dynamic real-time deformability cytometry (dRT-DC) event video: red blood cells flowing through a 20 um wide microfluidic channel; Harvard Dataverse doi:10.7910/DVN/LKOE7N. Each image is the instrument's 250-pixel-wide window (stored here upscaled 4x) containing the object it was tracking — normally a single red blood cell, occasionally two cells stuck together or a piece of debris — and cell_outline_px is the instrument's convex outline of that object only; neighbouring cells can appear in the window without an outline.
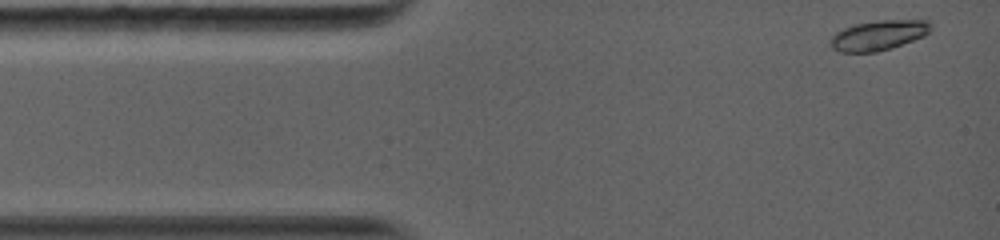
{"species": "common noctule bat (a hibernating species)", "species_latin": "Nyctalus noctula", "temperature_condition": "warm", "stored_images_in_passage": 16, "camera_frame_rate_fps": 5000, "um_per_image_px": 0.085, "animal": {"sex": "female", "body_mass_g": 19.0, "forearm_length_mm": 56.7}, "frame": {"image": 1, "passage_image": 1, "time_ms": 0.0, "image_size_px": [1000, 240], "cell_outline_px": [[932, 28], [924, 36], [892, 48], [876, 52], [840, 52], [832, 48], [832, 36], [836, 32], [852, 24], [880, 20], [928, 20], [932, 24]], "centroid_in_image_um": [74.7, 2.99], "position_along_channel_um": 10.3, "area_um2": 17.51}}
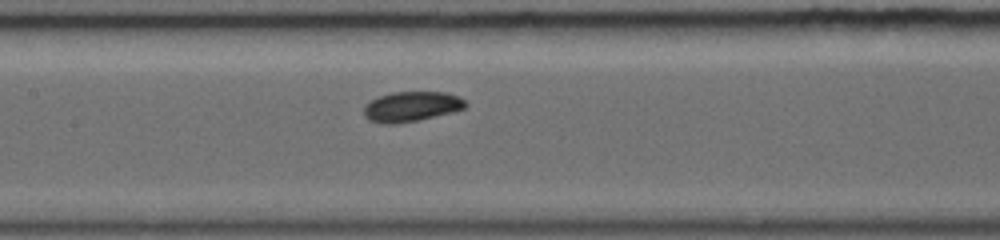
{"frame": {"image": 2, "passage_image": 10, "time_ms": 5.6, "image_size_px": [1000, 240], "cell_outline_px": [[468, 104], [464, 108], [452, 112], [416, 120], [396, 124], [384, 124], [368, 120], [364, 116], [364, 108], [372, 100], [380, 96], [392, 92], [448, 92], [460, 96]], "centroid_in_image_um": [34.99, 9.05], "position_along_channel_um": 172.4, "area_um2": 17.69}}
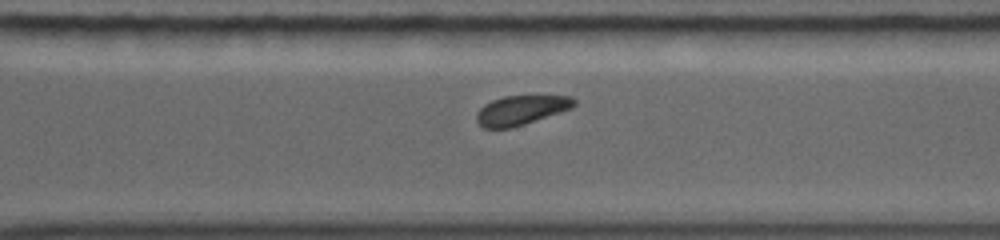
{"frame": {"image": 3, "passage_image": 16, "time_ms": 9.4, "image_size_px": [1000, 240], "cell_outline_px": [[576, 104], [572, 108], [512, 128], [484, 128], [476, 120], [476, 112], [484, 104], [492, 100], [504, 96], [572, 96], [576, 100]], "centroid_in_image_um": [44.28, 9.36], "position_along_channel_um": 326.3, "area_um2": 16.65}}